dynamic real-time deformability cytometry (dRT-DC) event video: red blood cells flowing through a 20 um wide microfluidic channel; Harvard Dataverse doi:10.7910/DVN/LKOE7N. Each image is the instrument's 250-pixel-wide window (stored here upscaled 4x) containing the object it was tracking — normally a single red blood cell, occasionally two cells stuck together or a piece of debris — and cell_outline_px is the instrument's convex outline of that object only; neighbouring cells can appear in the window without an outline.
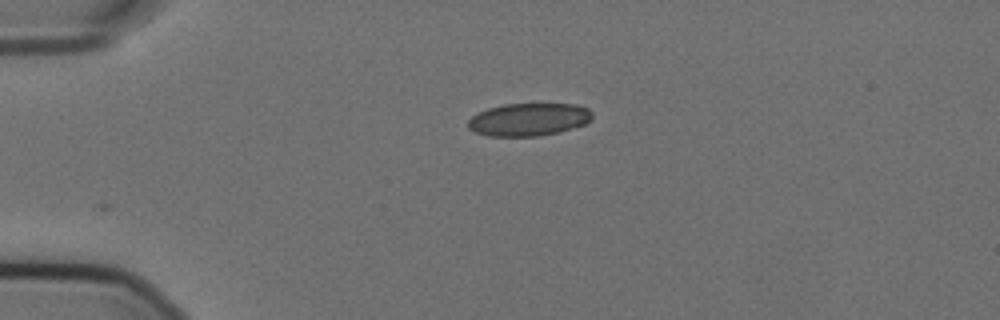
{"species": "Egyptian fruit bat (a non-hibernating species)", "species_latin": "Rousettus aegyptiacus", "temperature_condition": "cold", "stored_images_in_passage": 33, "camera_frame_rate_fps": 3000, "um_per_image_px": 0.085, "animal": {"sex": "female"}, "frame": {"image": 1, "passage_image": 1, "time_ms": 0.0, "image_size_px": [1000, 320], "cell_outline_px": [[592, 116], [584, 124], [560, 132], [540, 136], [488, 136], [476, 132], [468, 128], [468, 120], [472, 116], [488, 108], [504, 104], [576, 104], [588, 108], [592, 112]], "centroid_in_image_um": [44.93, 10.16], "position_along_channel_um": 40.1, "area_um2": 23.64}}